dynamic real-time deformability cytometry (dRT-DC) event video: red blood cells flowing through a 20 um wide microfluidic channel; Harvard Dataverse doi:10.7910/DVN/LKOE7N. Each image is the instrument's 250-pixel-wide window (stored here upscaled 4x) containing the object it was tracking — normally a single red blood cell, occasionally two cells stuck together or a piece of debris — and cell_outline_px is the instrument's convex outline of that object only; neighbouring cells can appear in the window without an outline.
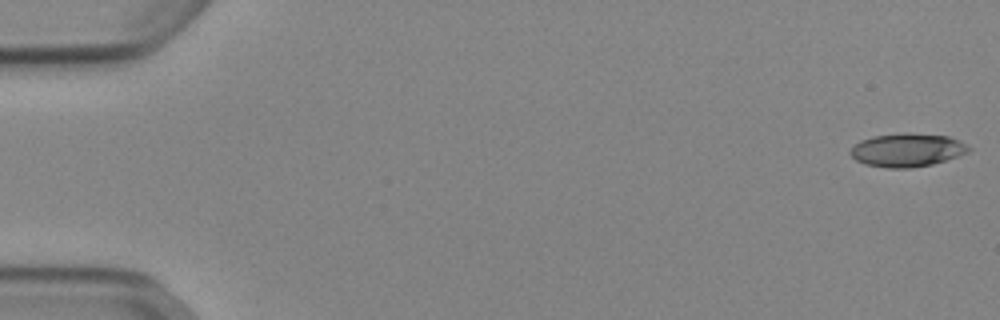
{"species": "Egyptian fruit bat (a non-hibernating species)", "species_latin": "Rousettus aegyptiacus", "temperature_condition": "cold", "stored_images_in_passage": 52, "camera_frame_rate_fps": 3000, "um_per_image_px": 0.085, "animal": {"sex": "female"}, "frame": {"image": 1, "passage_image": 1, "time_ms": 0.0, "image_size_px": [1000, 320], "cell_outline_px": [[972, 148], [968, 152], [932, 164], [908, 168], [888, 168], [864, 164], [856, 160], [848, 152], [860, 140], [872, 136], [904, 132], [948, 136], [960, 140]], "centroid_in_image_um": [77.09, 12.74], "position_along_channel_um": 7.9, "area_um2": 23.0}}
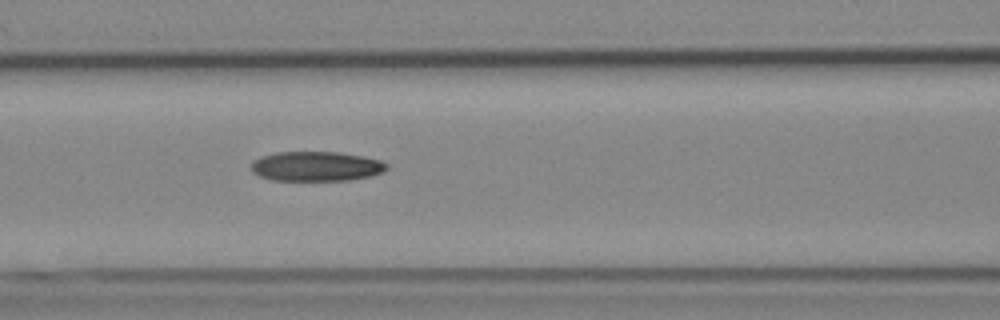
{"frame": {"image": 2, "passage_image": 23, "time_ms": 7.333, "image_size_px": [1000, 320], "cell_outline_px": [[388, 168], [372, 176], [348, 180], [272, 180], [260, 176], [252, 172], [252, 160], [260, 156], [276, 152], [336, 152], [364, 156], [380, 160], [388, 164]], "centroid_in_image_um": [26.86, 14.13], "position_along_channel_um": 139.7, "area_um2": 23.47}}
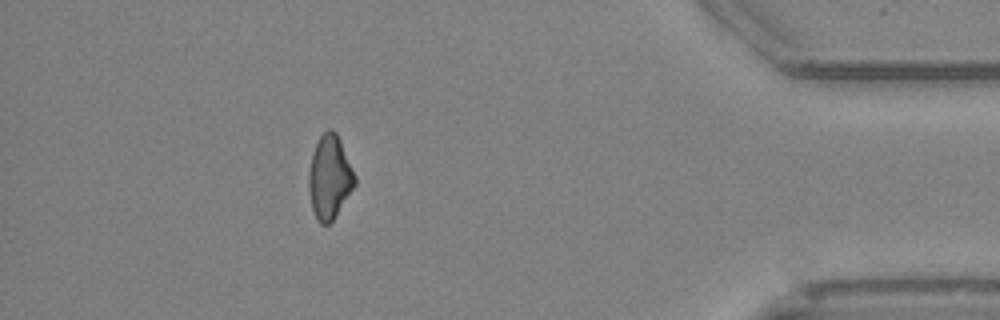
{"frame": {"image": 3, "passage_image": 47, "time_ms": 15.333, "image_size_px": [1000, 320], "cell_outline_px": [[356, 184], [332, 220], [328, 224], [320, 224], [316, 220], [312, 208], [308, 188], [308, 172], [312, 152], [320, 136], [328, 128], [332, 128], [336, 132], [340, 140], [356, 176]], "centroid_in_image_um": [28.0, 15.05], "position_along_channel_um": 407.2, "area_um2": 22.43}, "authors_computed_cell_mechanics": {"area_um2": 23.4379, "velocity_mm_per_s": 3.9107, "shape_relaxation_time_tau1_ms": null, "shape_relaxation_time_tau2_ms": 5.4587, "deformation_change_tau1": null, "deformation_change_tau2": 0.137}}